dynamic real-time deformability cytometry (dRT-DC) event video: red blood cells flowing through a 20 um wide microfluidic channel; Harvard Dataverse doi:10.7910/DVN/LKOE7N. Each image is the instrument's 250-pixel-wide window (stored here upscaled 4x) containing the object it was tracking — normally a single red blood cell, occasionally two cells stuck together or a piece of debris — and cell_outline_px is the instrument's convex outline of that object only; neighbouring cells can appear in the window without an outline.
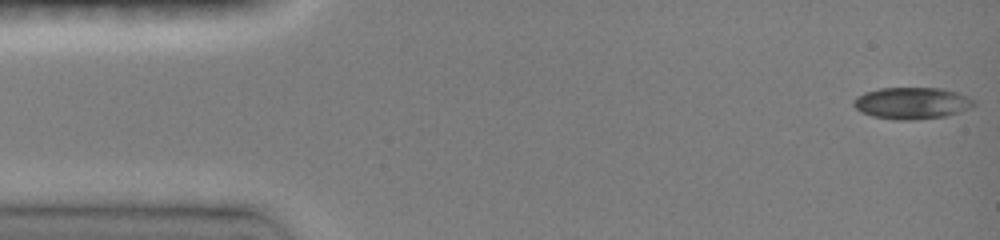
{"species": "common noctule bat (a hibernating species)", "species_latin": "Nyctalus noctula", "temperature_condition": "room temperature", "stored_images_in_passage": 5, "camera_frame_rate_fps": 3000, "um_per_image_px": 0.085, "animal": {"sex": "female", "body_mass_g": 19.0, "forearm_length_mm": 51.5}, "frame": {"image": 1, "passage_image": 1, "time_ms": 0.0, "image_size_px": [1000, 240], "cell_outline_px": [[976, 104], [972, 108], [960, 112], [944, 116], [912, 120], [896, 120], [872, 116], [860, 112], [852, 104], [852, 100], [856, 96], [864, 92], [880, 88], [944, 88], [968, 96]], "centroid_in_image_um": [77.49, 8.76], "position_along_channel_um": 7.5, "area_um2": 22.43}}